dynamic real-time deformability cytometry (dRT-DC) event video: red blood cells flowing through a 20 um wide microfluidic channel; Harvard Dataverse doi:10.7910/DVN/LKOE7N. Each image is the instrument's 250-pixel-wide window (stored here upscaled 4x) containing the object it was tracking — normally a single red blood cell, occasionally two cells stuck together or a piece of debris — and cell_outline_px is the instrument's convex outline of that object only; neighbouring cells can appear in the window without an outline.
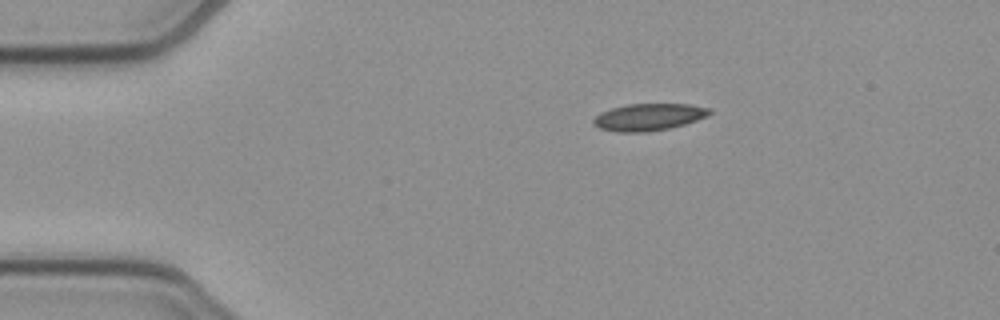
{"species": "common noctule bat (a hibernating species)", "species_latin": "Nyctalus noctula", "temperature_condition": "cold", "stored_images_in_passage": 44, "camera_frame_rate_fps": 3000, "um_per_image_px": 0.085, "animal": {"sex": "female", "body_mass_g": 21.9}, "frame": {"image": 1, "passage_image": 1, "time_ms": 0.0, "image_size_px": [1000, 320], "cell_outline_px": [[712, 112], [708, 116], [684, 124], [668, 128], [648, 132], [616, 132], [600, 128], [592, 124], [592, 120], [596, 116], [612, 108], [628, 104], [688, 104], [712, 108]], "centroid_in_image_um": [55.16, 9.95], "position_along_channel_um": 29.8, "area_um2": 18.21}}
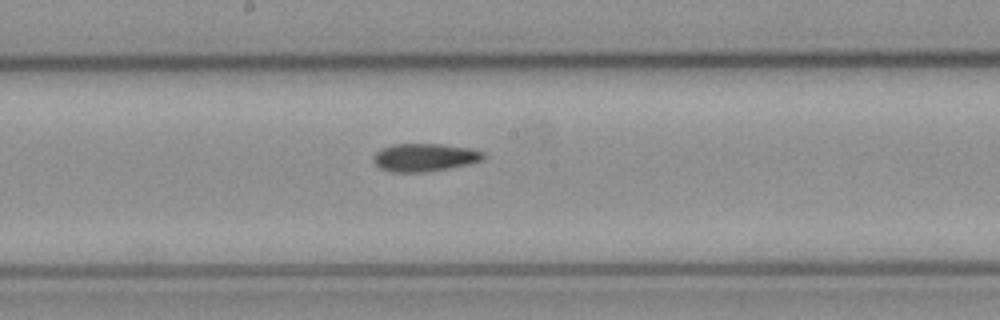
{"frame": {"image": 2, "passage_image": 19, "time_ms": 6.0, "image_size_px": [1000, 320], "cell_outline_px": [[488, 156], [484, 160], [468, 164], [448, 168], [424, 172], [392, 172], [380, 168], [372, 160], [372, 156], [376, 152], [392, 144], [440, 144], [472, 148], [484, 152]], "centroid_in_image_um": [36.13, 13.37], "position_along_channel_um": 212.1, "area_um2": 18.03}}
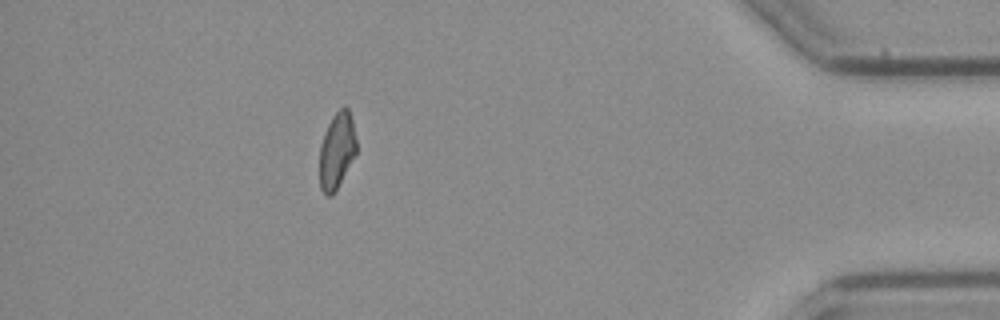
{"frame": {"image": 3, "passage_image": 38, "time_ms": 12.333, "image_size_px": [1000, 320], "cell_outline_px": [[356, 152], [332, 196], [328, 196], [320, 188], [320, 144], [324, 132], [332, 116], [344, 104], [348, 108], [352, 120], [356, 140]], "centroid_in_image_um": [28.61, 12.75], "position_along_channel_um": 406.6, "area_um2": 16.13}, "authors_computed_cell_mechanics": {"area_um2": 17.6868, "velocity_mm_per_s": 3.9117, "shape_relaxation_time_tau1_ms": 9.5776, "shape_relaxation_time_tau2_ms": 5.2434, "deformation_change_tau1": 0.1825, "deformation_change_tau2": 0.1164}}